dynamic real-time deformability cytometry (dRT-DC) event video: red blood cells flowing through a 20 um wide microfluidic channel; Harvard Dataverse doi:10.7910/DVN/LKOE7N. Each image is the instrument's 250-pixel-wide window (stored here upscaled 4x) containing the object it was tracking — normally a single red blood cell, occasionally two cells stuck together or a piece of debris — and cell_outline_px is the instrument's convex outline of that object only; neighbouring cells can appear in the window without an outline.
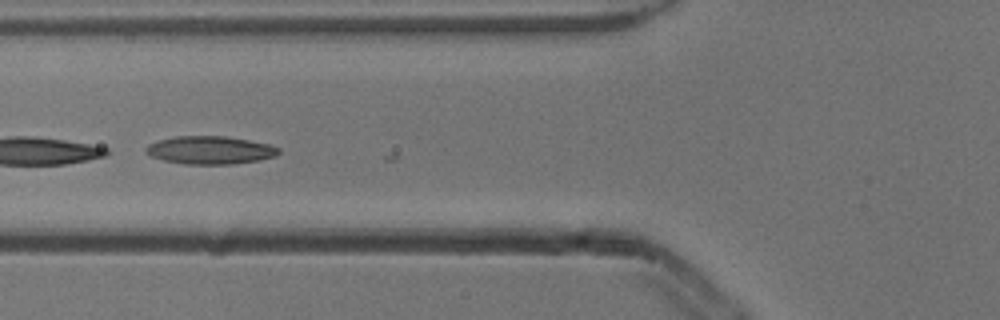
{"species": "common noctule bat (a hibernating species)", "species_latin": "Nyctalus noctula", "temperature_condition": "cold", "stored_images_in_passage": 7, "camera_frame_rate_fps": 3000, "um_per_image_px": 0.085, "animal": {"sex": "male", "body_mass_g": 13.3}, "frame": {"image": 1, "passage_image": 5, "time_ms": 1.333, "image_size_px": [1000, 320], "cell_outline_px": [[280, 152], [276, 156], [260, 160], [232, 164], [184, 164], [164, 160], [152, 156], [144, 152], [144, 148], [148, 144], [160, 140], [176, 136], [224, 136], [248, 140], [268, 144], [280, 148]], "centroid_in_image_um": [17.86, 12.76], "position_along_channel_um": 107.9, "area_um2": 21.62}}
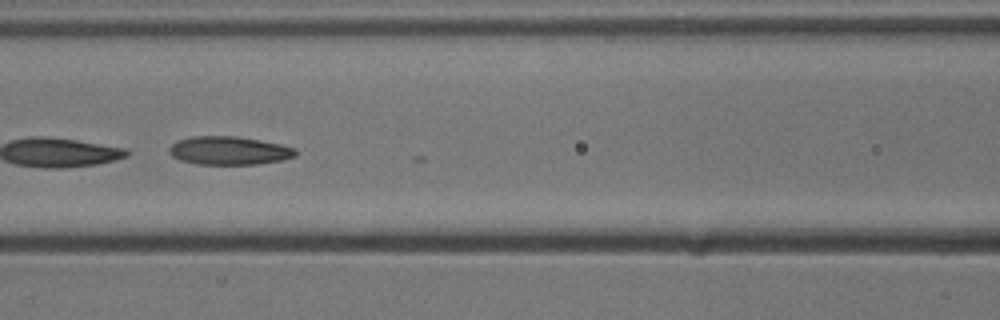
{"frame": {"image": 2, "passage_image": 6, "time_ms": 1.667, "image_size_px": [1000, 320], "cell_outline_px": [[296, 156], [284, 160], [256, 164], [200, 164], [180, 160], [172, 156], [168, 152], [168, 148], [172, 144], [180, 140], [192, 136], [236, 136], [260, 140], [280, 144], [296, 148]], "centroid_in_image_um": [19.49, 12.8], "position_along_channel_um": 147.1, "area_um2": 20.87}}